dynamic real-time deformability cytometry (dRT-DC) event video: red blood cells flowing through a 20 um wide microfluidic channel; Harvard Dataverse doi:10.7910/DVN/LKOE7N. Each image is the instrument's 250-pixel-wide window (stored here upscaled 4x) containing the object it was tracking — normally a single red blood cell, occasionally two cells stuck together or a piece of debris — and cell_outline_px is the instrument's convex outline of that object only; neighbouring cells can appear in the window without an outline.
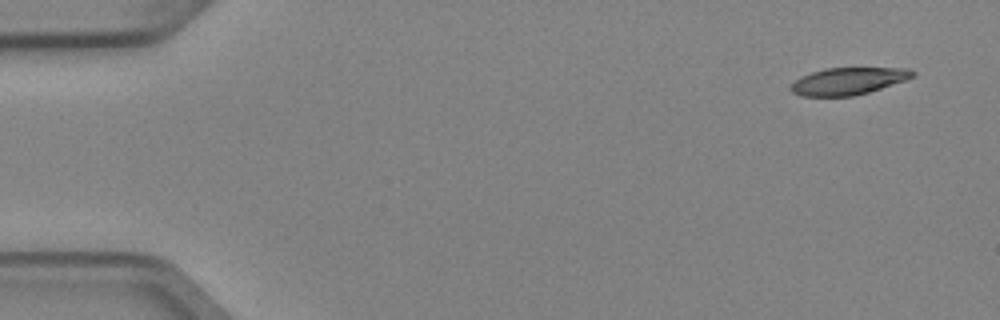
{"species": "Egyptian fruit bat (a non-hibernating species)", "species_latin": "Rousettus aegyptiacus", "temperature_condition": "cold", "stored_images_in_passage": 4, "camera_frame_rate_fps": 3000, "um_per_image_px": 0.085, "animal": {"sex": "female"}, "frame": {"image": 1, "passage_image": 1, "time_ms": 0.0, "image_size_px": [1000, 320], "cell_outline_px": [[916, 76], [868, 92], [852, 96], [800, 96], [792, 92], [788, 88], [800, 76], [824, 68], [908, 68], [916, 72]], "centroid_in_image_um": [72.07, 6.89], "position_along_channel_um": 12.9, "area_um2": 19.19}}